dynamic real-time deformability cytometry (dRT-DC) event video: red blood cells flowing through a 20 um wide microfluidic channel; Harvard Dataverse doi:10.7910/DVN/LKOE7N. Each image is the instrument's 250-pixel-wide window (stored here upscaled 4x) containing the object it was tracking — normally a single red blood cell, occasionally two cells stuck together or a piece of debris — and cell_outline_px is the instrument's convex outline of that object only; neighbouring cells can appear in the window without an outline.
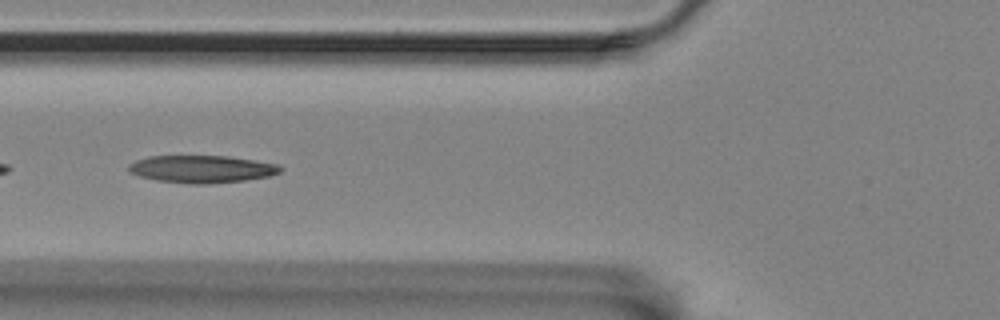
{"species": "Egyptian fruit bat (a non-hibernating species)", "species_latin": "Rousettus aegyptiacus", "temperature_condition": "room temperature", "stored_images_in_passage": 55, "camera_frame_rate_fps": 3000, "um_per_image_px": 0.085, "animal": {"sex": "female"}, "frame": {"image": 1, "passage_image": 21, "time_ms": 6.667, "image_size_px": [1000, 320], "cell_outline_px": [[280, 172], [268, 176], [244, 180], [208, 184], [192, 184], [156, 180], [140, 176], [128, 172], [128, 164], [136, 160], [148, 156], [228, 156], [280, 164]], "centroid_in_image_um": [17.12, 14.36], "position_along_channel_um": 108.7, "area_um2": 24.22}}
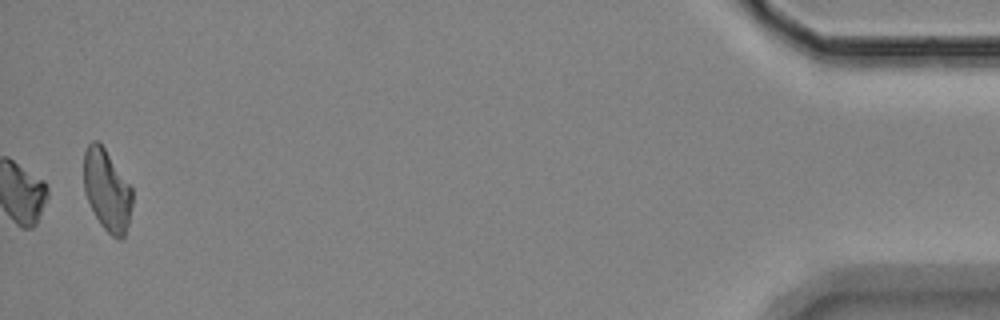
{"frame": {"image": 2, "passage_image": 55, "time_ms": 18.0, "image_size_px": [1000, 320], "cell_outline_px": [[132, 204], [128, 224], [124, 236], [120, 240], [112, 236], [100, 224], [84, 192], [84, 152], [88, 144], [92, 140], [96, 140], [104, 148], [132, 188]], "centroid_in_image_um": [9.09, 16.18], "position_along_channel_um": 426.1, "area_um2": 22.72}, "authors_computed_cell_mechanics": {"area_um2": 22.8888, "velocity_mm_per_s": 3.5401, "shape_relaxation_time_tau1_ms": null, "shape_relaxation_time_tau2_ms": 2.1553, "deformation_change_tau1": null, "deformation_change_tau2": 0.0599}}